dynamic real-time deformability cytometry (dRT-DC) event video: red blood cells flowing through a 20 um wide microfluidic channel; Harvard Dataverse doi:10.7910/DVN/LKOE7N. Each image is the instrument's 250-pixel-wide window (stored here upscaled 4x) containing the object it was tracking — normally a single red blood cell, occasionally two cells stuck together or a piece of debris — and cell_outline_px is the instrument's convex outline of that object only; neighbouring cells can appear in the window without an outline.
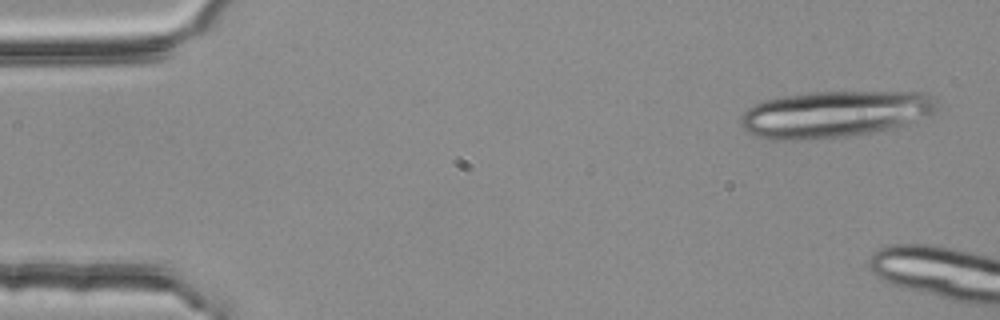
{"species": "common noctule bat (a hibernating species)", "species_latin": "Nyctalus noctula", "temperature_condition": "room temperature", "stored_images_in_passage": 4, "camera_frame_rate_fps": 3000, "um_per_image_px": 0.085, "animal": {"sex": "female", "body_mass_g": 25.1}, "frame": {"image": 1, "passage_image": 1, "time_ms": 0.0, "image_size_px": [1000, 320], "cell_outline_px": [[940, 108], [936, 112], [888, 128], [848, 136], [800, 140], [772, 140], [756, 136], [748, 132], [740, 124], [740, 116], [748, 108], [764, 100], [784, 96], [812, 92], [924, 92], [932, 96], [940, 104]], "centroid_in_image_um": [70.91, 9.69], "position_along_channel_um": 14.1, "area_um2": 52.89}}